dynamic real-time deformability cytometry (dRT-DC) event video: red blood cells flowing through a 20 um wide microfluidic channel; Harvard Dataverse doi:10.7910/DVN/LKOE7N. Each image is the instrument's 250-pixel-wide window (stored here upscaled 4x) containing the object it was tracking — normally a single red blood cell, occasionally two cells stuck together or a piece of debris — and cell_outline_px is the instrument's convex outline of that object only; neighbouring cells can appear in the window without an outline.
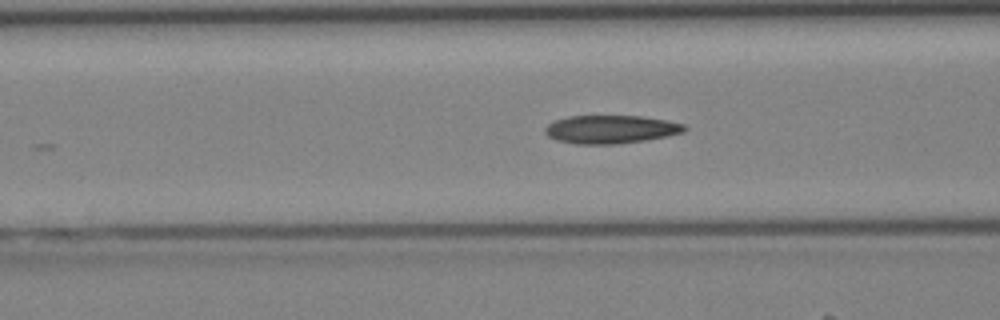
{"species": "Egyptian fruit bat (a non-hibernating species)", "species_latin": "Rousettus aegyptiacus", "temperature_condition": "cold", "stored_images_in_passage": 6, "camera_frame_rate_fps": 3000, "um_per_image_px": 0.085, "animal": {"sex": "female"}, "frame": {"image": 1, "passage_image": 6, "time_ms": 1.667, "image_size_px": [1000, 320], "cell_outline_px": [[688, 128], [684, 132], [668, 136], [644, 140], [616, 144], [576, 144], [556, 140], [548, 136], [544, 132], [544, 128], [548, 124], [556, 120], [568, 116], [644, 116], [668, 120], [684, 124]], "centroid_in_image_um": [51.93, 10.99], "position_along_channel_um": 114.7, "area_um2": 23.06}}